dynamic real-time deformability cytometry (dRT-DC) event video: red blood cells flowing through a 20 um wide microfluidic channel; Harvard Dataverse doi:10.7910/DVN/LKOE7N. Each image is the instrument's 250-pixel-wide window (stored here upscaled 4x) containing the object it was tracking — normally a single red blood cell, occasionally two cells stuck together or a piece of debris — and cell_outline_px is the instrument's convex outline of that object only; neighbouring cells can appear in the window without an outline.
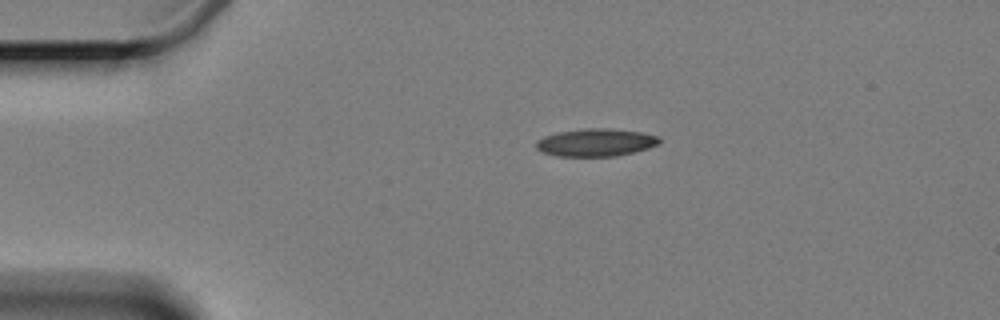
{"species": "Egyptian fruit bat (a non-hibernating species)", "species_latin": "Rousettus aegyptiacus", "temperature_condition": "cold", "stored_images_in_passage": 2, "camera_frame_rate_fps": 3000, "um_per_image_px": 0.085, "animal": {"sex": "female"}, "frame": {"image": 1, "passage_image": 1, "time_ms": 0.0, "image_size_px": [1000, 320], "cell_outline_px": [[660, 144], [648, 148], [616, 156], [556, 156], [544, 152], [536, 148], [536, 140], [544, 136], [560, 132], [588, 128], [604, 128], [640, 132], [660, 136]], "centroid_in_image_um": [50.66, 12.11], "position_along_channel_um": 34.3, "area_um2": 19.71}}